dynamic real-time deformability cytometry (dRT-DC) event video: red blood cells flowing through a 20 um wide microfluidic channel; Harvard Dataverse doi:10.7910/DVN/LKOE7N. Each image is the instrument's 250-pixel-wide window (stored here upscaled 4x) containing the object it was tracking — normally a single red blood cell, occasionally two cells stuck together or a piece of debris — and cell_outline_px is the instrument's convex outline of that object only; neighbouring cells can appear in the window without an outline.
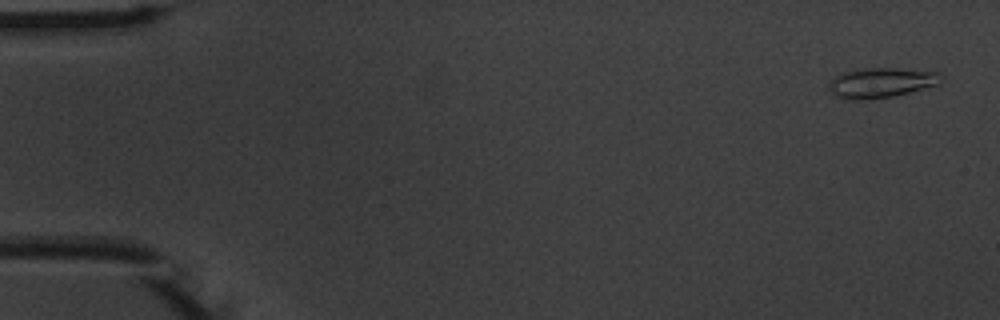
{"species": "common noctule bat (a hibernating species)", "species_latin": "Nyctalus noctula", "temperature_condition": "warm", "stored_images_in_passage": 53, "camera_frame_rate_fps": 3000, "um_per_image_px": 0.085, "animal": {"sex": "male", "body_mass_g": 20.1, "forearm_length_mm": 53.5}, "frame": {"image": 1, "passage_image": 2, "time_ms": 0.333, "image_size_px": [1000, 320], "cell_outline_px": [[944, 76], [936, 84], [908, 92], [892, 96], [868, 100], [852, 100], [836, 96], [828, 88], [828, 84], [836, 76], [844, 72], [856, 68], [896, 68], [936, 72]], "centroid_in_image_um": [74.84, 7.02], "position_along_channel_um": 10.2, "area_um2": 19.36}}
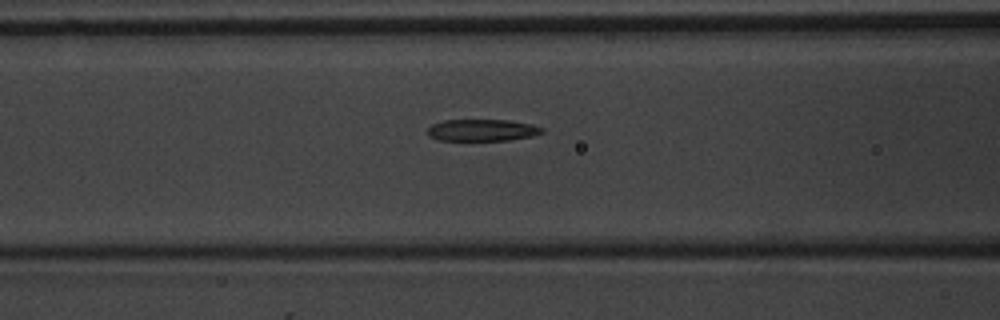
{"frame": {"image": 2, "passage_image": 22, "time_ms": 7.0, "image_size_px": [1000, 320], "cell_outline_px": [[544, 132], [532, 136], [508, 140], [436, 140], [428, 136], [428, 128], [432, 124], [444, 120], [508, 120], [532, 124], [544, 128]], "centroid_in_image_um": [40.98, 11.06], "position_along_channel_um": 125.6, "area_um2": 14.57}}
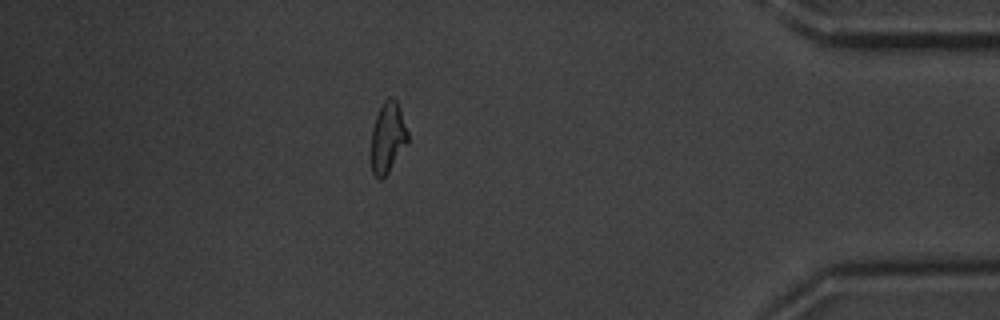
{"frame": {"image": 3, "passage_image": 47, "time_ms": 15.333, "image_size_px": [1000, 320], "cell_outline_px": [[408, 140], [388, 172], [380, 180], [376, 180], [372, 172], [372, 128], [376, 116], [384, 100], [388, 96], [392, 96], [396, 100], [400, 108], [408, 132]], "centroid_in_image_um": [32.95, 11.66], "position_along_channel_um": 402.3, "area_um2": 14.85}, "authors_computed_cell_mechanics": {"area_um2": 15.7216, "velocity_mm_per_s": 3.7868, "shape_relaxation_time_tau1_ms": 4.8973, "shape_relaxation_time_tau2_ms": 2.7914, "deformation_change_tau1": 0.1732, "deformation_change_tau2": 0.1225}}